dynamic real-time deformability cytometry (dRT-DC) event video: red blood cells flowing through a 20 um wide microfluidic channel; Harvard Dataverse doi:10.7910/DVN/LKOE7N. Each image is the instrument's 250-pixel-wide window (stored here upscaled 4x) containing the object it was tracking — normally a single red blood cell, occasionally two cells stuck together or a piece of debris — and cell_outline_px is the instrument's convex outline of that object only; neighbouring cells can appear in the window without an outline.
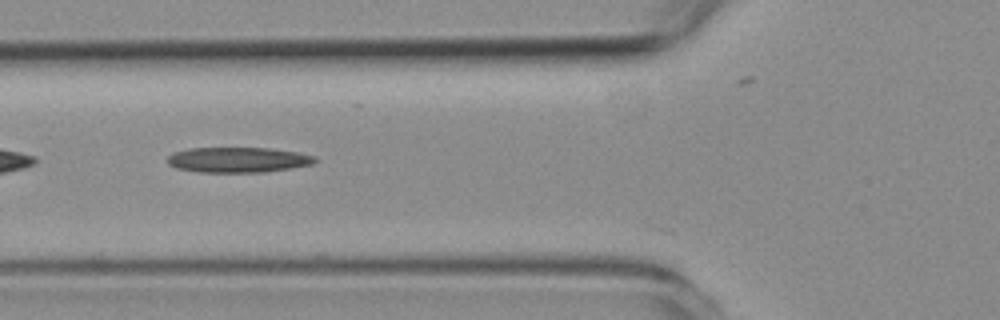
{"species": "common noctule bat (a hibernating species)", "species_latin": "Nyctalus noctula", "temperature_condition": "room temperature", "stored_images_in_passage": 51, "camera_frame_rate_fps": 3000, "um_per_image_px": 0.085, "animal": {"sex": "female", "body_mass_g": 19.3, "forearm_length_mm": 54.1}, "frame": {"image": 1, "passage_image": 20, "time_ms": 6.333, "image_size_px": [1000, 320], "cell_outline_px": [[316, 160], [312, 164], [292, 168], [264, 172], [200, 172], [176, 168], [168, 164], [168, 156], [172, 152], [188, 148], [268, 148], [296, 152], [316, 156]], "centroid_in_image_um": [20.21, 13.58], "position_along_channel_um": 105.6, "area_um2": 21.73}}
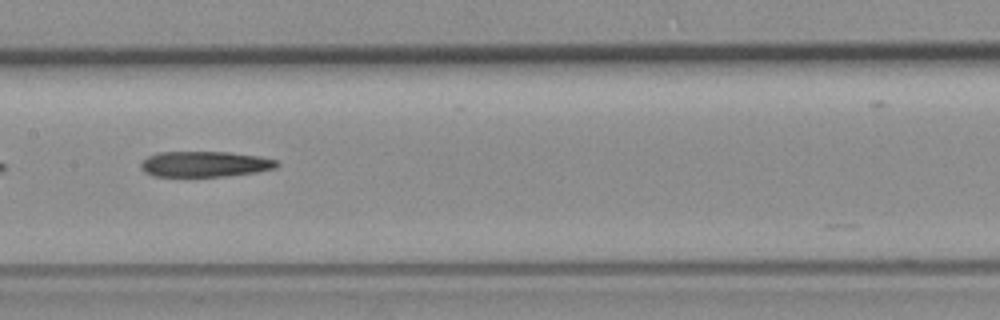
{"frame": {"image": 2, "passage_image": 27, "time_ms": 8.667, "image_size_px": [1000, 320], "cell_outline_px": [[280, 164], [276, 168], [256, 172], [228, 176], [152, 176], [144, 172], [140, 168], [140, 164], [148, 156], [156, 152], [228, 152], [260, 156], [276, 160]], "centroid_in_image_um": [17.41, 13.94], "position_along_channel_um": 190.0, "area_um2": 20.4}}
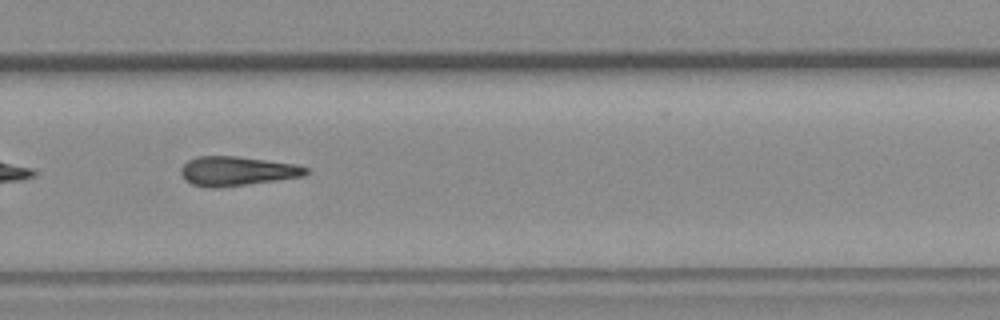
{"frame": {"image": 3, "passage_image": 37, "time_ms": 12.0, "image_size_px": [1000, 320], "cell_outline_px": [[312, 172], [304, 176], [220, 188], [208, 188], [192, 184], [184, 180], [180, 172], [180, 168], [188, 160], [196, 156], [236, 156], [296, 164], [308, 168]], "centroid_in_image_um": [20.13, 14.55], "position_along_channel_um": 309.7, "area_um2": 21.56}}